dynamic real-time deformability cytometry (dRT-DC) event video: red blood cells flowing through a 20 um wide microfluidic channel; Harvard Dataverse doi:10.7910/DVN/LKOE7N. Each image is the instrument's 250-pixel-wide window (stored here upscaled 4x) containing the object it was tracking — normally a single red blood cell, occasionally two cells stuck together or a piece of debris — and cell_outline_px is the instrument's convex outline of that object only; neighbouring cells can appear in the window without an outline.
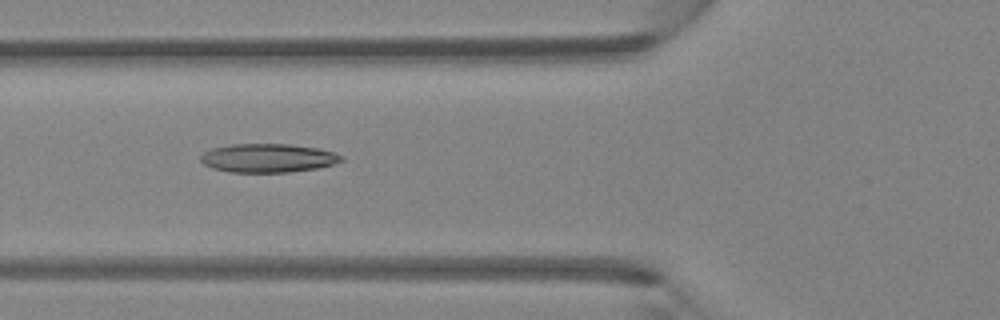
{"species": "Egyptian fruit bat (a non-hibernating species)", "species_latin": "Rousettus aegyptiacus", "temperature_condition": "room temperature", "stored_images_in_passage": 5, "camera_frame_rate_fps": 3000, "um_per_image_px": 0.085, "animal": {"sex": "female"}, "frame": {"image": 1, "passage_image": 5, "time_ms": 1.333, "image_size_px": [1000, 320], "cell_outline_px": [[344, 160], [332, 164], [316, 168], [288, 172], [228, 172], [212, 168], [204, 164], [200, 160], [200, 156], [204, 152], [212, 148], [232, 144], [288, 144], [316, 148], [332, 152], [344, 156]], "centroid_in_image_um": [22.75, 13.43], "position_along_channel_um": 103.1, "area_um2": 23.41}}